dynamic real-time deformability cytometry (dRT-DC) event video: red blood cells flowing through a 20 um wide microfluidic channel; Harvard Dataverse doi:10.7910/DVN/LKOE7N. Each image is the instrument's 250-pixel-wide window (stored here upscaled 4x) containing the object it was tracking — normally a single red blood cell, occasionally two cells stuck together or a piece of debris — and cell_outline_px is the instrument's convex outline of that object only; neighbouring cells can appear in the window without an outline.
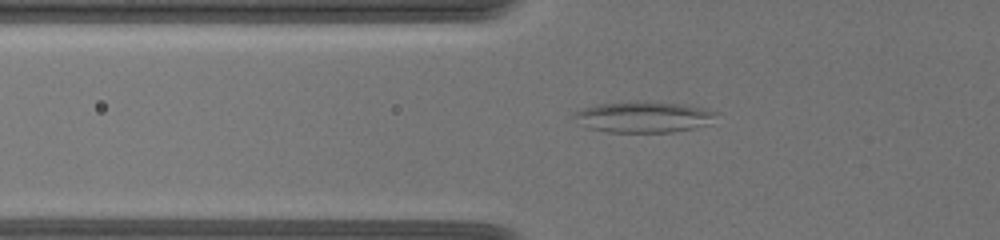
{"species": "common noctule bat (a hibernating species)", "species_latin": "Nyctalus noctula", "temperature_condition": "warm", "stored_images_in_passage": 8, "camera_frame_rate_fps": 3000, "um_per_image_px": 0.085, "animal": {"sex": "female", "body_mass_g": 19.5, "forearm_length_mm": 54.1}, "frame": {"image": 1, "passage_image": 6, "time_ms": 3.333, "image_size_px": [1000, 240], "cell_outline_px": [[716, 112], [708, 124], [692, 128], [672, 132], [608, 132], [588, 128], [580, 124], [572, 116], [576, 112], [584, 108], [600, 104], [636, 100], [688, 104]], "centroid_in_image_um": [54.66, 9.93], "position_along_channel_um": 71.1, "area_um2": 25.61}}